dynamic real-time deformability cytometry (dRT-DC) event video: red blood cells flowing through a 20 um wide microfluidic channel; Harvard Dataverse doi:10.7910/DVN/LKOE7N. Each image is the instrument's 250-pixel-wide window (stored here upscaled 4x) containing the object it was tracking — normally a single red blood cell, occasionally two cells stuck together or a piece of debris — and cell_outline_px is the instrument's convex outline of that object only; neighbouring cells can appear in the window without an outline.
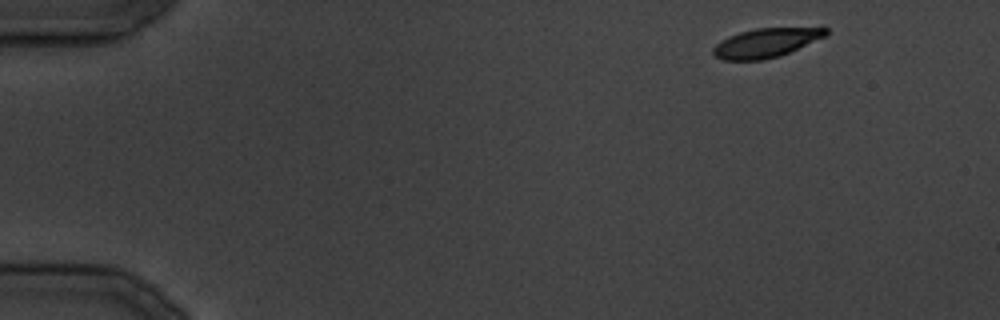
{"species": "common noctule bat (a hibernating species)", "species_latin": "Nyctalus noctula", "temperature_condition": "cold", "stored_images_in_passage": 32, "camera_frame_rate_fps": 3000, "um_per_image_px": 0.085, "animal": {"sex": "male", "body_mass_g": 19.5, "forearm_length_mm": 54.6}, "frame": {"image": 1, "passage_image": 1, "time_ms": 0.0, "image_size_px": [1000, 320], "cell_outline_px": [[828, 36], [780, 56], [764, 60], [724, 60], [716, 56], [712, 52], [712, 48], [720, 40], [728, 36], [740, 32], [756, 28], [824, 24], [828, 28]], "centroid_in_image_um": [65.27, 3.57], "position_along_channel_um": 19.7, "area_um2": 20.23}}
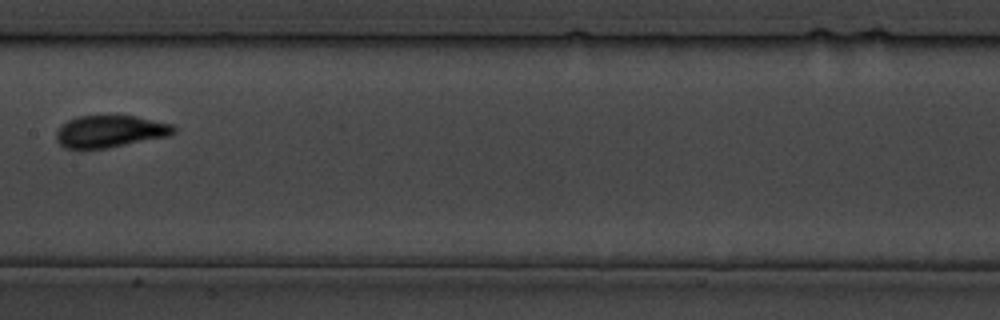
{"frame": {"image": 2, "passage_image": 16, "time_ms": 18.0, "image_size_px": [1000, 320], "cell_outline_px": [[176, 132], [168, 136], [108, 148], [64, 148], [56, 140], [56, 132], [68, 120], [80, 116], [136, 116], [172, 124], [176, 128]], "centroid_in_image_um": [9.38, 11.17], "position_along_channel_um": 198.0, "area_um2": 21.73}}
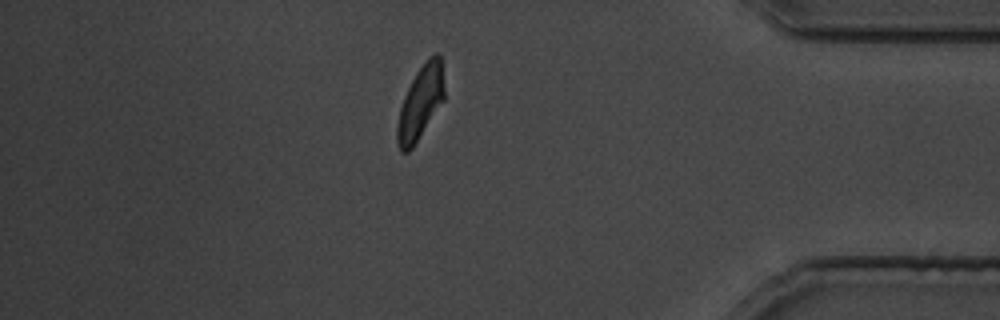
{"frame": {"image": 3, "passage_image": 28, "time_ms": 32.667, "image_size_px": [1000, 320], "cell_outline_px": [[444, 100], [412, 148], [408, 152], [400, 152], [396, 140], [396, 128], [400, 108], [404, 96], [416, 72], [428, 56], [436, 52], [440, 56], [444, 88]], "centroid_in_image_um": [35.72, 8.73], "position_along_channel_um": 399.5, "area_um2": 20.06}}